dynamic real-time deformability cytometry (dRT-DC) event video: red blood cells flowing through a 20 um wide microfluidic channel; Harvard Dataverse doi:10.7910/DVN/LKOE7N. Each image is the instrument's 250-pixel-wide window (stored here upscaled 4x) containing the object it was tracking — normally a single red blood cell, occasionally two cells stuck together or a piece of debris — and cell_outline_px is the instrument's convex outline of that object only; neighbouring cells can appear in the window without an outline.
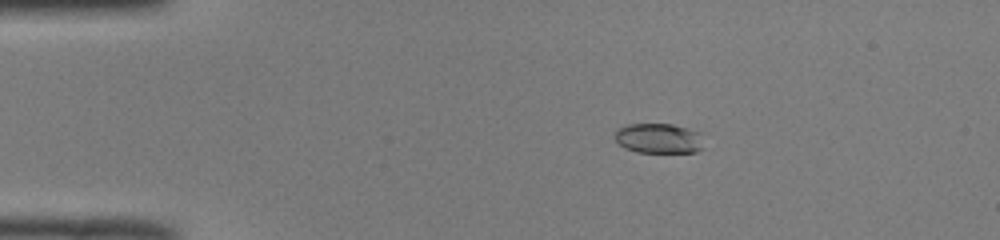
{"species": "common noctule bat (a hibernating species)", "species_latin": "Nyctalus noctula", "temperature_condition": "room temperature", "stored_images_in_passage": 52, "camera_frame_rate_fps": 3000, "um_per_image_px": 0.085, "animal": {"sex": "male", "body_mass_g": 19.0, "forearm_length_mm": 50.8}, "frame": {"image": 1, "passage_image": 10, "time_ms": 3.0, "image_size_px": [1000, 240], "cell_outline_px": [[704, 148], [696, 152], [636, 152], [624, 148], [616, 140], [616, 128], [628, 124], [672, 124], [688, 128], [700, 132]], "centroid_in_image_um": [56.01, 11.76], "position_along_channel_um": 29.0, "area_um2": 15.66}}
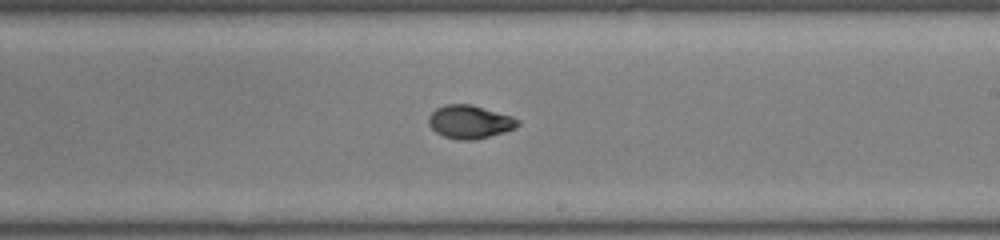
{"frame": {"image": 2, "passage_image": 31, "time_ms": 10.0, "image_size_px": [1000, 240], "cell_outline_px": [[520, 124], [516, 128], [504, 132], [472, 140], [460, 140], [444, 136], [436, 132], [428, 124], [428, 116], [436, 108], [444, 104], [472, 104], [512, 116], [520, 120]], "centroid_in_image_um": [39.93, 10.34], "position_along_channel_um": 249.1, "area_um2": 17.34}}
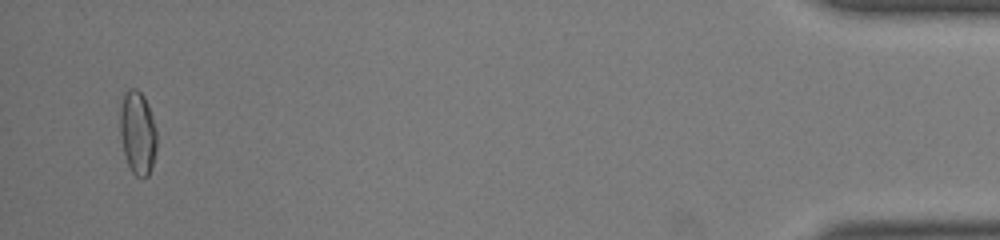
{"frame": {"image": 3, "passage_image": 50, "time_ms": 16.333, "image_size_px": [1000, 240], "cell_outline_px": [[156, 152], [148, 176], [136, 176], [132, 172], [128, 164], [124, 152], [120, 132], [120, 108], [124, 92], [128, 88], [136, 88], [144, 96], [148, 104], [156, 132]], "centroid_in_image_um": [11.69, 11.25], "position_along_channel_um": 423.5, "area_um2": 17.69}, "authors_computed_cell_mechanics": {"area_um2": 16.8487, "velocity_mm_per_s": 4.0186, "shape_relaxation_time_tau1_ms": 4.05, "shape_relaxation_time_tau2_ms": 2.5442, "deformation_change_tau1": 0.1869, "deformation_change_tau2": 0.0626}}